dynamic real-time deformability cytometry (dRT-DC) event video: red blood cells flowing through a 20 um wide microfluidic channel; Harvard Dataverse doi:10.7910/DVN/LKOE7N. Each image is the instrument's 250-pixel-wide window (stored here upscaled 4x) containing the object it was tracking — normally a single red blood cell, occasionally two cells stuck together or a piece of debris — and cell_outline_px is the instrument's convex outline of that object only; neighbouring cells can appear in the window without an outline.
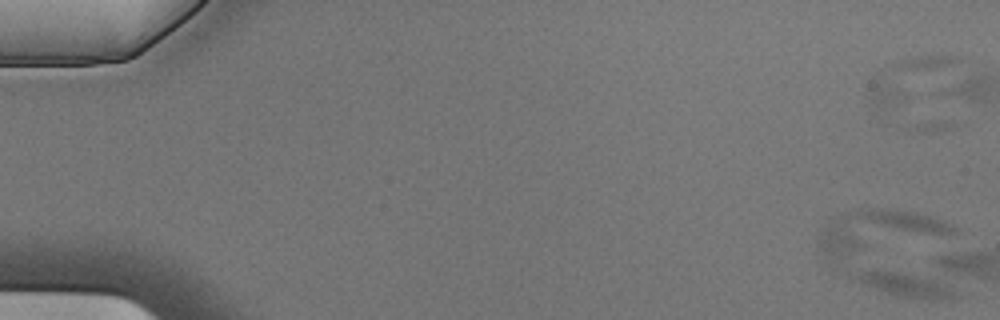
{"species": "Egyptian fruit bat (a non-hibernating species)", "species_latin": "Rousettus aegyptiacus", "temperature_condition": "cold", "stored_images_in_passage": 3, "camera_frame_rate_fps": 3000, "um_per_image_px": 0.085, "animal": {"sex": "male"}, "frame": {"image": 1, "passage_image": 1, "time_ms": 0.0, "image_size_px": [1000, 320], "cell_outline_px": [[956, 232], [836, 268], [828, 264], [820, 244], [820, 236], [828, 220], [844, 212], [856, 208], [896, 208], [928, 216], [940, 220], [956, 228]], "centroid_in_image_um": [74.49, 19.85], "position_along_channel_um": 10.5, "area_um2": 36.53}}